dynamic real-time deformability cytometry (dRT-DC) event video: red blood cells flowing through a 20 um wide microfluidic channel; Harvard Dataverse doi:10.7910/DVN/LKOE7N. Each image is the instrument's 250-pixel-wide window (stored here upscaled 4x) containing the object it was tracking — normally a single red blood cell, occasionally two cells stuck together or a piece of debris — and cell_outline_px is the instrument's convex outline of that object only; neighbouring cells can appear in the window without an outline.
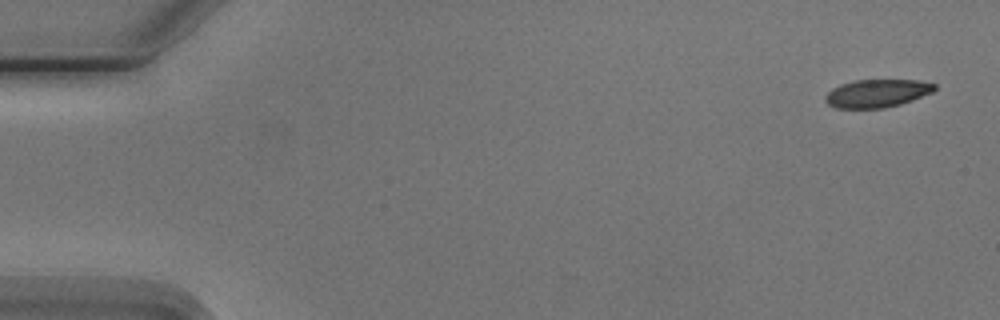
{"species": "Egyptian fruit bat (a non-hibernating species)", "species_latin": "Rousettus aegyptiacus", "temperature_condition": "cold", "stored_images_in_passage": 5, "camera_frame_rate_fps": 3000, "um_per_image_px": 0.085, "animal": {"sex": "male"}, "frame": {"image": 1, "passage_image": 1, "time_ms": 0.0, "image_size_px": [1000, 320], "cell_outline_px": [[936, 88], [932, 92], [912, 100], [900, 104], [884, 108], [836, 108], [828, 104], [824, 100], [824, 96], [832, 88], [840, 84], [856, 80], [920, 80], [936, 84]], "centroid_in_image_um": [74.53, 7.93], "position_along_channel_um": 10.5, "area_um2": 17.86}}
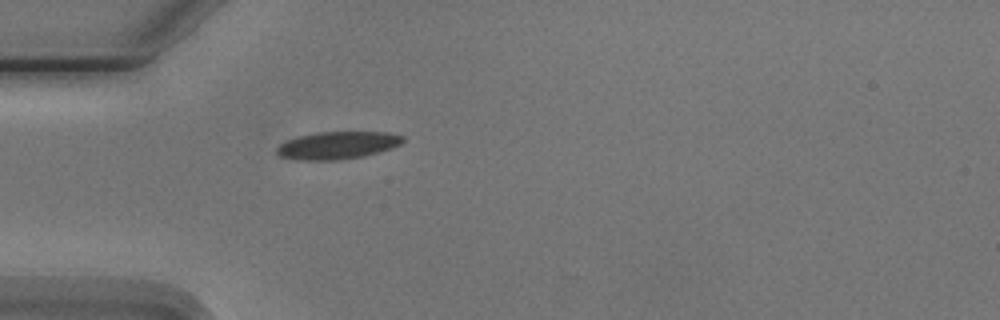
{"frame": {"image": 2, "passage_image": 5, "time_ms": 4.667, "image_size_px": [1000, 320], "cell_outline_px": [[404, 140], [400, 144], [364, 156], [336, 160], [300, 160], [280, 156], [276, 152], [276, 148], [280, 144], [288, 140], [300, 136], [316, 132], [388, 132], [404, 136]], "centroid_in_image_um": [28.67, 12.34], "position_along_channel_um": 56.3, "area_um2": 19.94}}